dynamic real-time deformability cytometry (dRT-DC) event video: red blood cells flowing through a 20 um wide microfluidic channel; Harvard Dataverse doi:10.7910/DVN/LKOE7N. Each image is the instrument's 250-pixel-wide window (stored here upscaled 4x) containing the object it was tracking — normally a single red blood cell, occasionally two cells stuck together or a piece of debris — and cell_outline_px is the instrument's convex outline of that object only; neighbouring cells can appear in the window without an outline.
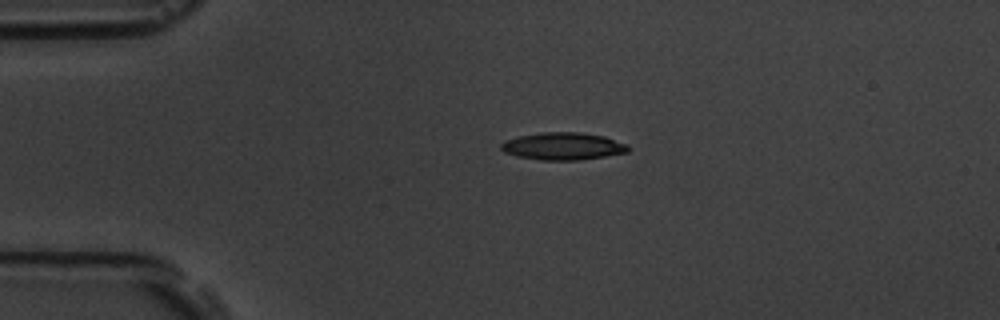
{"species": "common noctule bat (a hibernating species)", "species_latin": "Nyctalus noctula", "temperature_condition": "room temperature", "stored_images_in_passage": 2, "camera_frame_rate_fps": 3000, "um_per_image_px": 0.085, "animal": {"sex": "male", "body_mass_g": 19.5, "forearm_length_mm": 54.6}, "frame": {"image": 1, "passage_image": 1, "time_ms": 0.0, "image_size_px": [1000, 320], "cell_outline_px": [[628, 152], [580, 160], [540, 160], [516, 156], [504, 152], [500, 148], [500, 144], [504, 140], [520, 136], [544, 132], [580, 132], [604, 136], [628, 144]], "centroid_in_image_um": [47.83, 12.43], "position_along_channel_um": 37.2, "area_um2": 20.29}}